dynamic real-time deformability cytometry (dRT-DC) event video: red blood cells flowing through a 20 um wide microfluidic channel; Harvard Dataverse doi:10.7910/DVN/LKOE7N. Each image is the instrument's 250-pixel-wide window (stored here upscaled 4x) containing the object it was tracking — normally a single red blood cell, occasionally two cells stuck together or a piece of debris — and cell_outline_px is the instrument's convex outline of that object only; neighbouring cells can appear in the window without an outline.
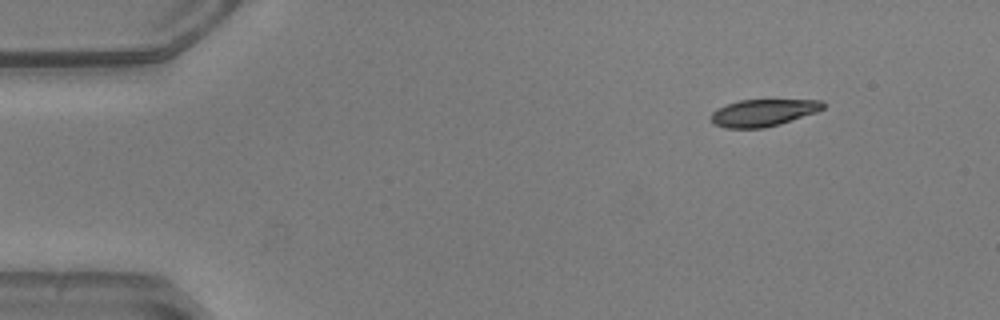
{"species": "common noctule bat (a hibernating species)", "species_latin": "Nyctalus noctula", "temperature_condition": "warm", "stored_images_in_passage": 46, "camera_frame_rate_fps": 3000, "um_per_image_px": 0.085, "animal": {"sex": "male", "body_mass_g": 20.5, "forearm_length_mm": 52.5}, "frame": {"image": 1, "passage_image": 1, "time_ms": 0.0, "image_size_px": [1000, 320], "cell_outline_px": [[824, 108], [816, 112], [780, 124], [764, 128], [724, 128], [712, 124], [712, 112], [716, 108], [740, 100], [820, 100], [824, 104]], "centroid_in_image_um": [64.84, 9.59], "position_along_channel_um": 20.2, "area_um2": 17.57}}
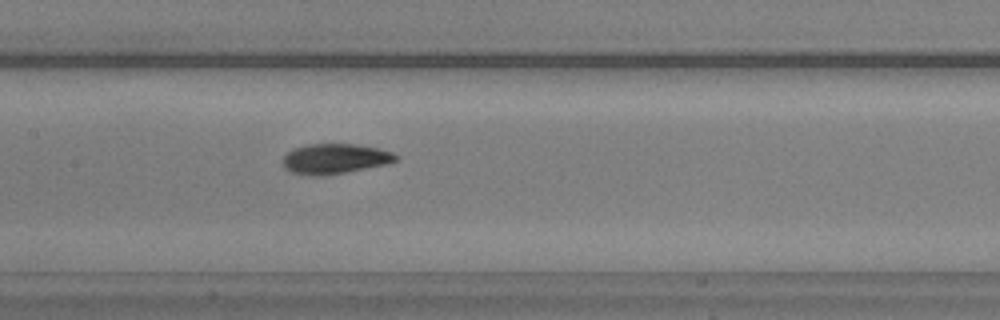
{"frame": {"image": 2, "passage_image": 20, "time_ms": 6.333, "image_size_px": [1000, 320], "cell_outline_px": [[400, 156], [396, 160], [388, 164], [324, 176], [312, 176], [288, 172], [284, 168], [284, 156], [288, 152], [296, 148], [308, 144], [352, 144], [380, 148], [392, 152]], "centroid_in_image_um": [28.48, 13.5], "position_along_channel_um": 178.9, "area_um2": 19.88}}
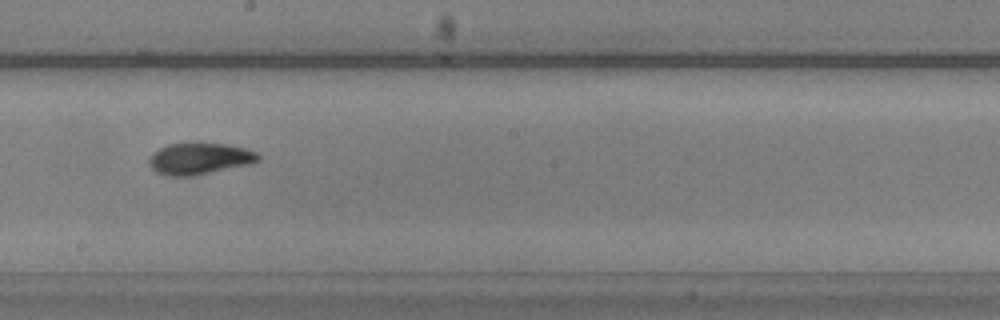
{"frame": {"image": 3, "passage_image": 24, "time_ms": 7.667, "image_size_px": [1000, 320], "cell_outline_px": [[260, 160], [248, 164], [196, 176], [168, 176], [156, 172], [148, 164], [148, 160], [152, 152], [168, 144], [196, 140], [224, 144], [244, 148], [256, 152], [260, 156]], "centroid_in_image_um": [16.91, 13.45], "position_along_channel_um": 231.3, "area_um2": 20.69}, "authors_computed_cell_mechanics": {"area_um2": 19.1896, "velocity_mm_per_s": 3.9383, "shape_relaxation_time_tau1_ms": 5.6026, "shape_relaxation_time_tau2_ms": 2.3424, "deformation_change_tau1": 0.2014, "deformation_change_tau2": 0.0816}}